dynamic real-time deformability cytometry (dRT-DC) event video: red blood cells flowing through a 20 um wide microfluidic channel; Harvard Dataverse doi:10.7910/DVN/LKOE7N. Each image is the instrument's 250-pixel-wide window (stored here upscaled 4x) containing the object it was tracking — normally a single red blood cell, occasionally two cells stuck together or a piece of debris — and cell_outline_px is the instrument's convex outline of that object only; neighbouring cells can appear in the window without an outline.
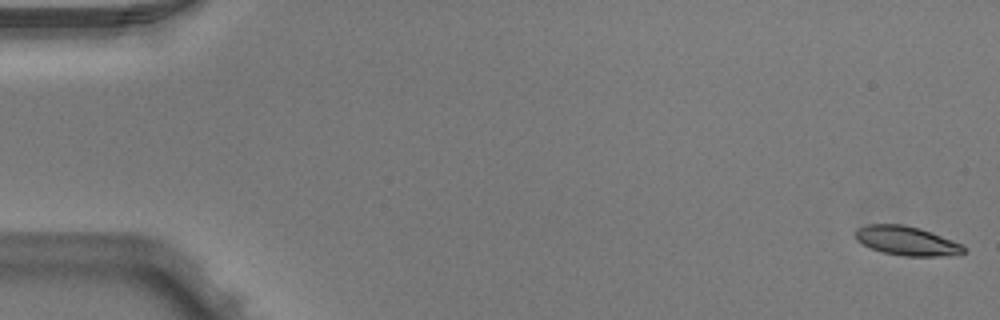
{"species": "Egyptian fruit bat (a non-hibernating species)", "species_latin": "Rousettus aegyptiacus", "temperature_condition": "warm", "stored_images_in_passage": 4, "camera_frame_rate_fps": 3000, "um_per_image_px": 0.085, "animal": {"sex": "male"}, "frame": {"image": 1, "passage_image": 1, "time_ms": 0.0, "image_size_px": [1000, 320], "cell_outline_px": [[968, 248], [960, 256], [904, 256], [884, 252], [872, 248], [856, 240], [856, 228], [868, 224], [904, 224], [920, 228], [932, 232], [952, 240]], "centroid_in_image_um": [77.13, 20.47], "position_along_channel_um": 7.9, "area_um2": 18.5}}